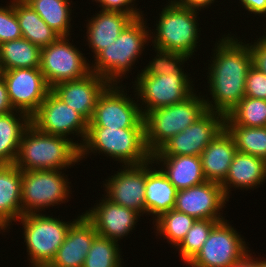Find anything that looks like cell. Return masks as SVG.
<instances>
[{"mask_svg":"<svg viewBox=\"0 0 266 267\" xmlns=\"http://www.w3.org/2000/svg\"><path fill=\"white\" fill-rule=\"evenodd\" d=\"M14 111L10 102L5 80L0 76V114H6Z\"/></svg>","mask_w":266,"mask_h":267,"instance_id":"42","label":"cell"},{"mask_svg":"<svg viewBox=\"0 0 266 267\" xmlns=\"http://www.w3.org/2000/svg\"><path fill=\"white\" fill-rule=\"evenodd\" d=\"M122 84H110L98 98L88 127L145 128L144 116Z\"/></svg>","mask_w":266,"mask_h":267,"instance_id":"12","label":"cell"},{"mask_svg":"<svg viewBox=\"0 0 266 267\" xmlns=\"http://www.w3.org/2000/svg\"><path fill=\"white\" fill-rule=\"evenodd\" d=\"M168 1L156 20L155 32H150V38H153L152 46L191 58L197 46H200L197 45L200 42L197 20L200 19L197 18L199 12L182 7L173 0Z\"/></svg>","mask_w":266,"mask_h":267,"instance_id":"5","label":"cell"},{"mask_svg":"<svg viewBox=\"0 0 266 267\" xmlns=\"http://www.w3.org/2000/svg\"><path fill=\"white\" fill-rule=\"evenodd\" d=\"M242 6L251 14L266 17V0H239Z\"/></svg>","mask_w":266,"mask_h":267,"instance_id":"41","label":"cell"},{"mask_svg":"<svg viewBox=\"0 0 266 267\" xmlns=\"http://www.w3.org/2000/svg\"><path fill=\"white\" fill-rule=\"evenodd\" d=\"M257 267H266V259L264 260H258V257H257Z\"/></svg>","mask_w":266,"mask_h":267,"instance_id":"45","label":"cell"},{"mask_svg":"<svg viewBox=\"0 0 266 267\" xmlns=\"http://www.w3.org/2000/svg\"><path fill=\"white\" fill-rule=\"evenodd\" d=\"M79 142L46 134L30 124L23 132L14 165L21 170H65L80 162Z\"/></svg>","mask_w":266,"mask_h":267,"instance_id":"2","label":"cell"},{"mask_svg":"<svg viewBox=\"0 0 266 267\" xmlns=\"http://www.w3.org/2000/svg\"><path fill=\"white\" fill-rule=\"evenodd\" d=\"M62 173V170H22V215L42 213L45 208L68 202L71 182Z\"/></svg>","mask_w":266,"mask_h":267,"instance_id":"8","label":"cell"},{"mask_svg":"<svg viewBox=\"0 0 266 267\" xmlns=\"http://www.w3.org/2000/svg\"><path fill=\"white\" fill-rule=\"evenodd\" d=\"M265 180L266 160L237 151L229 167L227 177L220 185L229 200L230 188L253 190L254 187L263 185Z\"/></svg>","mask_w":266,"mask_h":267,"instance_id":"22","label":"cell"},{"mask_svg":"<svg viewBox=\"0 0 266 267\" xmlns=\"http://www.w3.org/2000/svg\"><path fill=\"white\" fill-rule=\"evenodd\" d=\"M225 115L206 111L193 124L174 135L152 155L200 156L209 143L225 128Z\"/></svg>","mask_w":266,"mask_h":267,"instance_id":"14","label":"cell"},{"mask_svg":"<svg viewBox=\"0 0 266 267\" xmlns=\"http://www.w3.org/2000/svg\"><path fill=\"white\" fill-rule=\"evenodd\" d=\"M71 36H60L55 42L41 48L40 70L48 86L79 79L91 72L89 60L75 45Z\"/></svg>","mask_w":266,"mask_h":267,"instance_id":"11","label":"cell"},{"mask_svg":"<svg viewBox=\"0 0 266 267\" xmlns=\"http://www.w3.org/2000/svg\"><path fill=\"white\" fill-rule=\"evenodd\" d=\"M22 216V170L14 164H0V231L10 229Z\"/></svg>","mask_w":266,"mask_h":267,"instance_id":"21","label":"cell"},{"mask_svg":"<svg viewBox=\"0 0 266 267\" xmlns=\"http://www.w3.org/2000/svg\"><path fill=\"white\" fill-rule=\"evenodd\" d=\"M31 118L20 111L0 114V164H14L23 132Z\"/></svg>","mask_w":266,"mask_h":267,"instance_id":"27","label":"cell"},{"mask_svg":"<svg viewBox=\"0 0 266 267\" xmlns=\"http://www.w3.org/2000/svg\"><path fill=\"white\" fill-rule=\"evenodd\" d=\"M245 96L266 100V75L253 66L247 73Z\"/></svg>","mask_w":266,"mask_h":267,"instance_id":"38","label":"cell"},{"mask_svg":"<svg viewBox=\"0 0 266 267\" xmlns=\"http://www.w3.org/2000/svg\"><path fill=\"white\" fill-rule=\"evenodd\" d=\"M229 223L226 219L212 228L204 245L187 263L190 267H231L250 251Z\"/></svg>","mask_w":266,"mask_h":267,"instance_id":"10","label":"cell"},{"mask_svg":"<svg viewBox=\"0 0 266 267\" xmlns=\"http://www.w3.org/2000/svg\"><path fill=\"white\" fill-rule=\"evenodd\" d=\"M41 48L25 38L0 44V71L15 68H39Z\"/></svg>","mask_w":266,"mask_h":267,"instance_id":"29","label":"cell"},{"mask_svg":"<svg viewBox=\"0 0 266 267\" xmlns=\"http://www.w3.org/2000/svg\"><path fill=\"white\" fill-rule=\"evenodd\" d=\"M264 35L247 44L252 54V66L266 75V32Z\"/></svg>","mask_w":266,"mask_h":267,"instance_id":"40","label":"cell"},{"mask_svg":"<svg viewBox=\"0 0 266 267\" xmlns=\"http://www.w3.org/2000/svg\"><path fill=\"white\" fill-rule=\"evenodd\" d=\"M250 251L236 264L231 267H257V258L255 259Z\"/></svg>","mask_w":266,"mask_h":267,"instance_id":"44","label":"cell"},{"mask_svg":"<svg viewBox=\"0 0 266 267\" xmlns=\"http://www.w3.org/2000/svg\"><path fill=\"white\" fill-rule=\"evenodd\" d=\"M223 220L197 219L191 226L185 238L176 247L181 254V260L187 263L197 254L204 245L212 228Z\"/></svg>","mask_w":266,"mask_h":267,"instance_id":"35","label":"cell"},{"mask_svg":"<svg viewBox=\"0 0 266 267\" xmlns=\"http://www.w3.org/2000/svg\"><path fill=\"white\" fill-rule=\"evenodd\" d=\"M222 36L214 44L207 72L208 91L213 101L207 97L205 105L208 111L226 116L245 97V82L252 67V54L246 42L230 33Z\"/></svg>","mask_w":266,"mask_h":267,"instance_id":"1","label":"cell"},{"mask_svg":"<svg viewBox=\"0 0 266 267\" xmlns=\"http://www.w3.org/2000/svg\"><path fill=\"white\" fill-rule=\"evenodd\" d=\"M206 111L205 97L194 92L183 102L146 113L145 140L149 152H157L168 140L193 124Z\"/></svg>","mask_w":266,"mask_h":267,"instance_id":"6","label":"cell"},{"mask_svg":"<svg viewBox=\"0 0 266 267\" xmlns=\"http://www.w3.org/2000/svg\"><path fill=\"white\" fill-rule=\"evenodd\" d=\"M225 129L232 136L237 151L266 160V126L244 127L235 125L226 116Z\"/></svg>","mask_w":266,"mask_h":267,"instance_id":"31","label":"cell"},{"mask_svg":"<svg viewBox=\"0 0 266 267\" xmlns=\"http://www.w3.org/2000/svg\"><path fill=\"white\" fill-rule=\"evenodd\" d=\"M91 18L86 25V41L94 53L93 57L115 42L123 29L133 20L129 14L104 10L98 11Z\"/></svg>","mask_w":266,"mask_h":267,"instance_id":"24","label":"cell"},{"mask_svg":"<svg viewBox=\"0 0 266 267\" xmlns=\"http://www.w3.org/2000/svg\"><path fill=\"white\" fill-rule=\"evenodd\" d=\"M89 153H104L123 166L144 164L152 158L146 145L145 128L88 127L80 160Z\"/></svg>","mask_w":266,"mask_h":267,"instance_id":"4","label":"cell"},{"mask_svg":"<svg viewBox=\"0 0 266 267\" xmlns=\"http://www.w3.org/2000/svg\"><path fill=\"white\" fill-rule=\"evenodd\" d=\"M119 244L97 235L86 255L83 267H123Z\"/></svg>","mask_w":266,"mask_h":267,"instance_id":"33","label":"cell"},{"mask_svg":"<svg viewBox=\"0 0 266 267\" xmlns=\"http://www.w3.org/2000/svg\"><path fill=\"white\" fill-rule=\"evenodd\" d=\"M226 201L229 200L219 183L205 181L190 188L177 190L174 209L196 220H225L221 211Z\"/></svg>","mask_w":266,"mask_h":267,"instance_id":"17","label":"cell"},{"mask_svg":"<svg viewBox=\"0 0 266 267\" xmlns=\"http://www.w3.org/2000/svg\"><path fill=\"white\" fill-rule=\"evenodd\" d=\"M97 235L94 226L82 213L68 229L64 243L47 267H83L86 255Z\"/></svg>","mask_w":266,"mask_h":267,"instance_id":"20","label":"cell"},{"mask_svg":"<svg viewBox=\"0 0 266 267\" xmlns=\"http://www.w3.org/2000/svg\"><path fill=\"white\" fill-rule=\"evenodd\" d=\"M122 168L110 178L105 179L106 182L103 183L107 193L105 197L143 216L145 214L147 162L140 165H122Z\"/></svg>","mask_w":266,"mask_h":267,"instance_id":"16","label":"cell"},{"mask_svg":"<svg viewBox=\"0 0 266 267\" xmlns=\"http://www.w3.org/2000/svg\"><path fill=\"white\" fill-rule=\"evenodd\" d=\"M95 204L83 215L94 226L98 235L118 242L135 230L141 216L138 212L115 204L105 196Z\"/></svg>","mask_w":266,"mask_h":267,"instance_id":"18","label":"cell"},{"mask_svg":"<svg viewBox=\"0 0 266 267\" xmlns=\"http://www.w3.org/2000/svg\"><path fill=\"white\" fill-rule=\"evenodd\" d=\"M31 124L46 134L65 138L71 134L78 135L77 137H81L82 140L79 143L81 148L88 132L89 122L50 90L37 112L31 117Z\"/></svg>","mask_w":266,"mask_h":267,"instance_id":"13","label":"cell"},{"mask_svg":"<svg viewBox=\"0 0 266 267\" xmlns=\"http://www.w3.org/2000/svg\"><path fill=\"white\" fill-rule=\"evenodd\" d=\"M14 9L22 37L34 45L47 47L60 37L24 0H14Z\"/></svg>","mask_w":266,"mask_h":267,"instance_id":"28","label":"cell"},{"mask_svg":"<svg viewBox=\"0 0 266 267\" xmlns=\"http://www.w3.org/2000/svg\"><path fill=\"white\" fill-rule=\"evenodd\" d=\"M109 85L103 77L91 71L82 78L57 83L51 91L90 122L98 98Z\"/></svg>","mask_w":266,"mask_h":267,"instance_id":"19","label":"cell"},{"mask_svg":"<svg viewBox=\"0 0 266 267\" xmlns=\"http://www.w3.org/2000/svg\"><path fill=\"white\" fill-rule=\"evenodd\" d=\"M80 216L66 222L43 213H31L17 220L24 227L23 238L31 267H46L51 263L64 243L68 229Z\"/></svg>","mask_w":266,"mask_h":267,"instance_id":"7","label":"cell"},{"mask_svg":"<svg viewBox=\"0 0 266 267\" xmlns=\"http://www.w3.org/2000/svg\"><path fill=\"white\" fill-rule=\"evenodd\" d=\"M134 1L136 0H99L98 3H100V10L123 12L136 19L142 17L144 14L142 13L143 11L134 7Z\"/></svg>","mask_w":266,"mask_h":267,"instance_id":"39","label":"cell"},{"mask_svg":"<svg viewBox=\"0 0 266 267\" xmlns=\"http://www.w3.org/2000/svg\"><path fill=\"white\" fill-rule=\"evenodd\" d=\"M22 38V33L14 9V0L7 6H0V44Z\"/></svg>","mask_w":266,"mask_h":267,"instance_id":"37","label":"cell"},{"mask_svg":"<svg viewBox=\"0 0 266 267\" xmlns=\"http://www.w3.org/2000/svg\"><path fill=\"white\" fill-rule=\"evenodd\" d=\"M137 75L133 84L136 87L134 97L137 96V102H142L140 109L143 116L153 109L183 102L195 91L193 80L187 73L150 76L140 72Z\"/></svg>","mask_w":266,"mask_h":267,"instance_id":"9","label":"cell"},{"mask_svg":"<svg viewBox=\"0 0 266 267\" xmlns=\"http://www.w3.org/2000/svg\"><path fill=\"white\" fill-rule=\"evenodd\" d=\"M8 96L15 111L30 118L37 112L51 88L46 83L40 68H15L1 71Z\"/></svg>","mask_w":266,"mask_h":267,"instance_id":"15","label":"cell"},{"mask_svg":"<svg viewBox=\"0 0 266 267\" xmlns=\"http://www.w3.org/2000/svg\"><path fill=\"white\" fill-rule=\"evenodd\" d=\"M155 168L152 159L147 161L145 214L157 219L161 214L174 209L177 189L160 168Z\"/></svg>","mask_w":266,"mask_h":267,"instance_id":"26","label":"cell"},{"mask_svg":"<svg viewBox=\"0 0 266 267\" xmlns=\"http://www.w3.org/2000/svg\"><path fill=\"white\" fill-rule=\"evenodd\" d=\"M146 24L144 16L133 19L115 42L94 57L95 62L92 61L94 64L90 65L91 71L103 77L109 84L120 85L122 78H126V73L132 71V66L151 40V30Z\"/></svg>","mask_w":266,"mask_h":267,"instance_id":"3","label":"cell"},{"mask_svg":"<svg viewBox=\"0 0 266 267\" xmlns=\"http://www.w3.org/2000/svg\"><path fill=\"white\" fill-rule=\"evenodd\" d=\"M176 4L195 11L211 6L215 0H173Z\"/></svg>","mask_w":266,"mask_h":267,"instance_id":"43","label":"cell"},{"mask_svg":"<svg viewBox=\"0 0 266 267\" xmlns=\"http://www.w3.org/2000/svg\"><path fill=\"white\" fill-rule=\"evenodd\" d=\"M151 159L157 167L161 165L158 168H161L177 190L190 188L207 181L203 174L200 156L152 155Z\"/></svg>","mask_w":266,"mask_h":267,"instance_id":"23","label":"cell"},{"mask_svg":"<svg viewBox=\"0 0 266 267\" xmlns=\"http://www.w3.org/2000/svg\"><path fill=\"white\" fill-rule=\"evenodd\" d=\"M152 48H155L156 56L155 58L153 57L152 61H149L144 69H141L144 75L160 76L163 74L170 75L171 73H185L181 65L189 60L187 55L179 54L174 51L162 50L156 47Z\"/></svg>","mask_w":266,"mask_h":267,"instance_id":"36","label":"cell"},{"mask_svg":"<svg viewBox=\"0 0 266 267\" xmlns=\"http://www.w3.org/2000/svg\"><path fill=\"white\" fill-rule=\"evenodd\" d=\"M235 125L266 126V100L244 97L227 115Z\"/></svg>","mask_w":266,"mask_h":267,"instance_id":"34","label":"cell"},{"mask_svg":"<svg viewBox=\"0 0 266 267\" xmlns=\"http://www.w3.org/2000/svg\"><path fill=\"white\" fill-rule=\"evenodd\" d=\"M60 36H70V0H24Z\"/></svg>","mask_w":266,"mask_h":267,"instance_id":"30","label":"cell"},{"mask_svg":"<svg viewBox=\"0 0 266 267\" xmlns=\"http://www.w3.org/2000/svg\"><path fill=\"white\" fill-rule=\"evenodd\" d=\"M236 152L234 140L224 128L200 155L205 179L221 184Z\"/></svg>","mask_w":266,"mask_h":267,"instance_id":"25","label":"cell"},{"mask_svg":"<svg viewBox=\"0 0 266 267\" xmlns=\"http://www.w3.org/2000/svg\"><path fill=\"white\" fill-rule=\"evenodd\" d=\"M158 236L168 241L169 244L177 247L185 238V235L196 221L195 218L172 209L161 214L157 219H152Z\"/></svg>","mask_w":266,"mask_h":267,"instance_id":"32","label":"cell"}]
</instances>
